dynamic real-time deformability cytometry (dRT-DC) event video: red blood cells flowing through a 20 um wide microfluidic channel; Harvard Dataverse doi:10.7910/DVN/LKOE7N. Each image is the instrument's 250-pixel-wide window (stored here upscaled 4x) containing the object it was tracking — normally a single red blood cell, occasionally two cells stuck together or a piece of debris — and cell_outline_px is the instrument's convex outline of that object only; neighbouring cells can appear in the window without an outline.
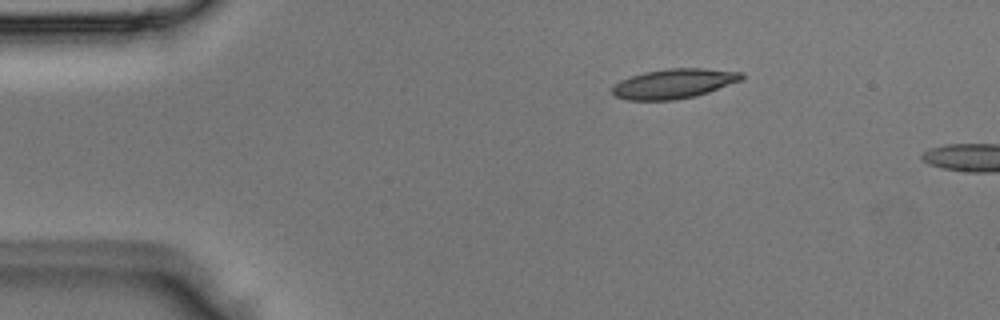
{"species": "Egyptian fruit bat (a non-hibernating species)", "species_latin": "Rousettus aegyptiacus", "temperature_condition": "room temperature", "stored_images_in_passage": 2, "camera_frame_rate_fps": 3000, "um_per_image_px": 0.085, "animal": {"sex": "male"}, "frame": {"image": 1, "passage_image": 1, "time_ms": 0.0, "image_size_px": [1000, 320], "cell_outline_px": [[744, 80], [696, 96], [672, 100], [628, 100], [616, 96], [612, 92], [612, 88], [620, 80], [644, 72], [668, 68], [704, 68], [744, 72]], "centroid_in_image_um": [57.34, 7.1], "position_along_channel_um": 27.7, "area_um2": 22.43}}